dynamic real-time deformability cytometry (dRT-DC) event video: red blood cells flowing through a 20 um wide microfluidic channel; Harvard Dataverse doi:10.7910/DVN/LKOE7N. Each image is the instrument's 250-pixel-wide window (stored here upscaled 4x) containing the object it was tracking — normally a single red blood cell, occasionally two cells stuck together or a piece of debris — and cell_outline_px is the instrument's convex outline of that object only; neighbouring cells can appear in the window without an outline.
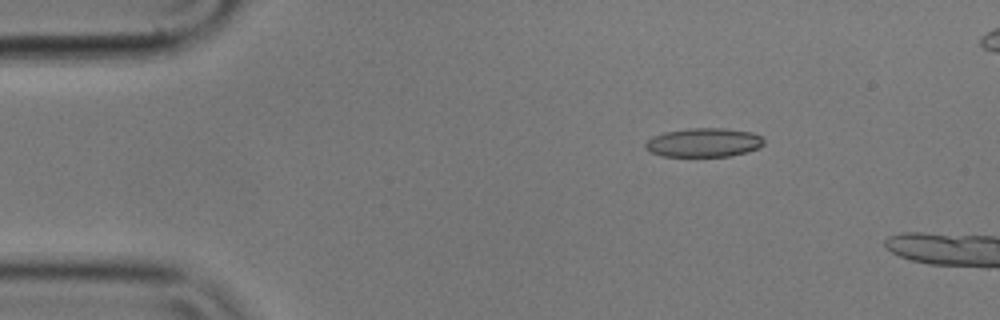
{"species": "common noctule bat (a hibernating species)", "species_latin": "Nyctalus noctula", "temperature_condition": "cold", "stored_images_in_passage": 5, "camera_frame_rate_fps": 3000, "um_per_image_px": 0.085, "animal": {"sex": "male", "body_mass_g": 17.9}, "frame": {"image": 1, "passage_image": 3, "time_ms": 0.667, "image_size_px": [1000, 320], "cell_outline_px": [[764, 144], [760, 148], [748, 152], [728, 156], [660, 156], [644, 148], [644, 144], [652, 136], [664, 132], [688, 128], [724, 128], [752, 132], [760, 136], [764, 140]], "centroid_in_image_um": [59.82, 12.11], "position_along_channel_um": 25.2, "area_um2": 20.11}}